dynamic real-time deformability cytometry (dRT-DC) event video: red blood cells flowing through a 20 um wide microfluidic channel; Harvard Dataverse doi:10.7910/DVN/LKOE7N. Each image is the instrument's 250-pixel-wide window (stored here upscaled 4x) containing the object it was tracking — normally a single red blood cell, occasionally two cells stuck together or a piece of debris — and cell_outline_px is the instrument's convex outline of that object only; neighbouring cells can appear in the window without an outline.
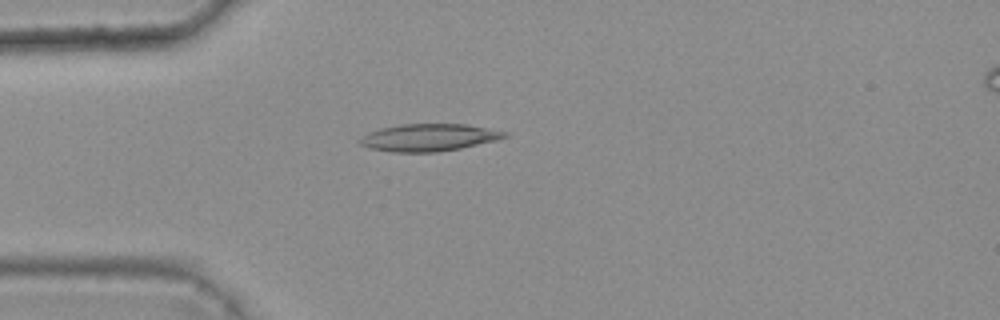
{"species": "common noctule bat (a hibernating species)", "species_latin": "Nyctalus noctula", "temperature_condition": "warm", "stored_images_in_passage": 5, "camera_frame_rate_fps": 3000, "um_per_image_px": 0.085, "animal": {"sex": "female", "body_mass_g": 25.1}, "frame": {"image": 1, "passage_image": 3, "time_ms": 0.667, "image_size_px": [1000, 320], "cell_outline_px": [[508, 136], [496, 140], [460, 148], [436, 152], [392, 152], [368, 148], [360, 144], [356, 140], [380, 128], [400, 124], [468, 124], [508, 132]], "centroid_in_image_um": [36.45, 11.68], "position_along_channel_um": 48.6, "area_um2": 22.95}}
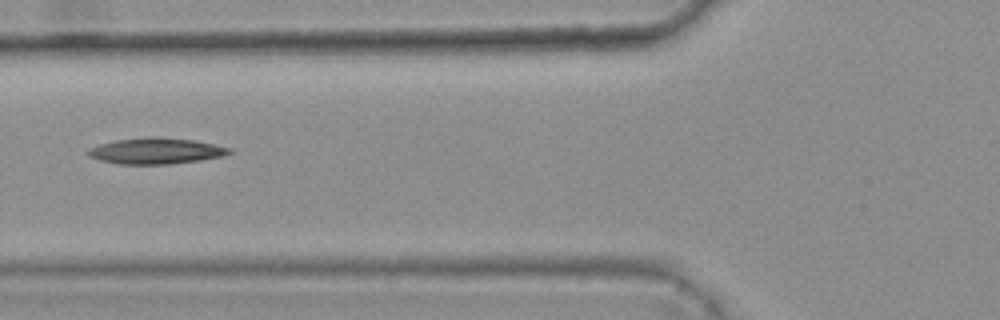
{"frame": {"image": 2, "passage_image": 5, "time_ms": 1.333, "image_size_px": [1000, 320], "cell_outline_px": [[232, 152], [220, 156], [200, 160], [168, 164], [116, 164], [100, 160], [88, 156], [84, 152], [88, 148], [100, 144], [116, 140], [152, 136], [160, 136], [192, 140], [232, 148]], "centroid_in_image_um": [13.19, 12.82], "position_along_channel_um": 112.6, "area_um2": 21.44}}